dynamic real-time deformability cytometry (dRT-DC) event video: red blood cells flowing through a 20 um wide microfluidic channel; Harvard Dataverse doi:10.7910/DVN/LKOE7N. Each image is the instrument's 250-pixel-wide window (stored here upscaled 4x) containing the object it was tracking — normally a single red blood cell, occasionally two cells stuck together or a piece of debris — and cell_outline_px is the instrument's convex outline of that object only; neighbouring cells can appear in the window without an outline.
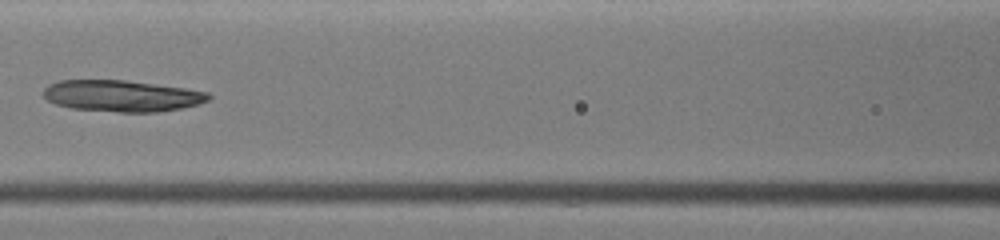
{"species": "common noctule bat (a hibernating species)", "species_latin": "Nyctalus noctula", "temperature_condition": "warm", "stored_images_in_passage": 19, "camera_frame_rate_fps": 3000, "um_per_image_px": 0.085, "animal": {"sex": "female", "body_mass_g": 19.0, "forearm_length_mm": 51.5}, "frame": {"image": 1, "passage_image": 11, "time_ms": 3.333, "image_size_px": [1000, 240], "cell_outline_px": [[212, 96], [208, 100], [200, 104], [180, 108], [156, 112], [120, 112], [72, 108], [56, 104], [48, 100], [44, 96], [44, 88], [48, 84], [60, 80], [124, 80], [184, 88], [208, 92]], "centroid_in_image_um": [10.36, 8.15], "position_along_channel_um": 156.2, "area_um2": 30.06}}
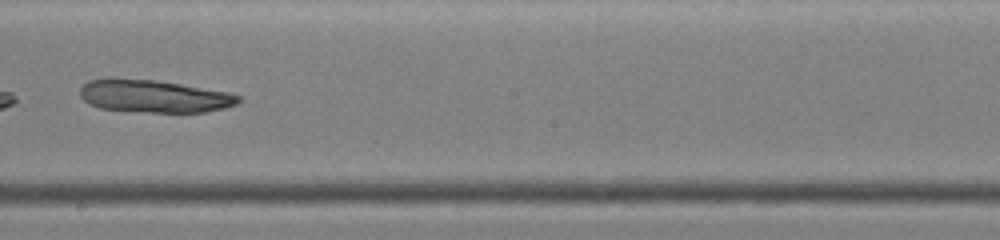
{"frame": {"image": 2, "passage_image": 16, "time_ms": 5.0, "image_size_px": [1000, 240], "cell_outline_px": [[240, 100], [236, 104], [224, 108], [204, 112], [148, 112], [100, 108], [88, 104], [80, 96], [80, 88], [88, 80], [108, 76], [116, 76], [152, 80], [180, 84], [232, 92], [240, 96]], "centroid_in_image_um": [13.04, 8.15], "position_along_channel_um": 235.2, "area_um2": 30.58}}